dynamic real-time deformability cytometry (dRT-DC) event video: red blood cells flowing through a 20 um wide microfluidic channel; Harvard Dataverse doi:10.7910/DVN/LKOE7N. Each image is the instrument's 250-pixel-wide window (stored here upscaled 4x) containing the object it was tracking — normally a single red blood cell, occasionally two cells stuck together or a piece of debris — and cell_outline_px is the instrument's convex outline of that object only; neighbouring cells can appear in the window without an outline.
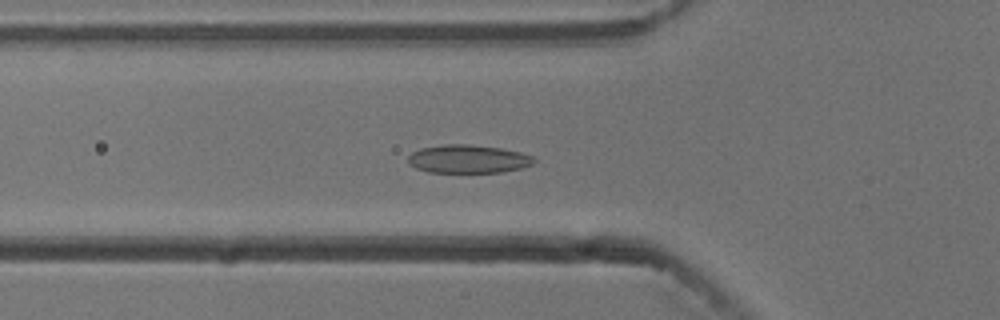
{"species": "common noctule bat (a hibernating species)", "species_latin": "Nyctalus noctula", "temperature_condition": "cold", "stored_images_in_passage": 56, "camera_frame_rate_fps": 3000, "um_per_image_px": 0.085, "animal": {"sex": "male", "body_mass_g": 13.3}, "frame": {"image": 1, "passage_image": 19, "time_ms": 6.0, "image_size_px": [1000, 320], "cell_outline_px": [[536, 160], [532, 164], [524, 168], [504, 172], [428, 172], [416, 168], [408, 164], [408, 156], [412, 152], [420, 148], [444, 144], [468, 144], [500, 148], [520, 152], [532, 156]], "centroid_in_image_um": [39.79, 13.51], "position_along_channel_um": 86.0, "area_um2": 20.87}}
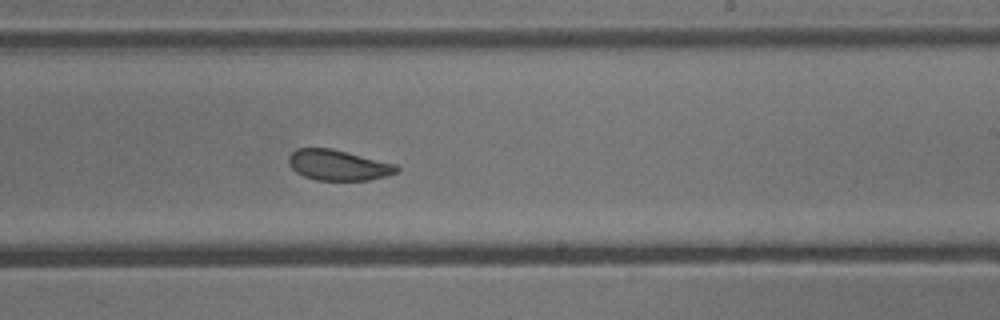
{"frame": {"image": 2, "passage_image": 33, "time_ms": 10.667, "image_size_px": [1000, 320], "cell_outline_px": [[400, 168], [396, 172], [388, 176], [368, 180], [316, 180], [304, 176], [296, 172], [288, 164], [288, 156], [296, 148], [332, 148], [396, 164]], "centroid_in_image_um": [28.74, 14.03], "position_along_channel_um": 260.3, "area_um2": 19.31}}
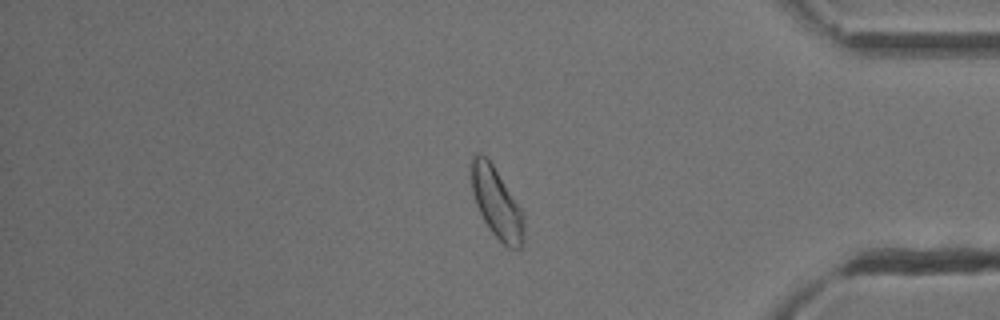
{"frame": {"image": 3, "passage_image": 46, "time_ms": 15.0, "image_size_px": [1000, 320], "cell_outline_px": [[524, 244], [520, 248], [508, 248], [492, 232], [484, 220], [476, 204], [472, 192], [468, 168], [472, 156], [476, 152], [480, 152], [492, 164], [524, 212]], "centroid_in_image_um": [42.19, 17.21], "position_along_channel_um": 393.0, "area_um2": 21.91}}